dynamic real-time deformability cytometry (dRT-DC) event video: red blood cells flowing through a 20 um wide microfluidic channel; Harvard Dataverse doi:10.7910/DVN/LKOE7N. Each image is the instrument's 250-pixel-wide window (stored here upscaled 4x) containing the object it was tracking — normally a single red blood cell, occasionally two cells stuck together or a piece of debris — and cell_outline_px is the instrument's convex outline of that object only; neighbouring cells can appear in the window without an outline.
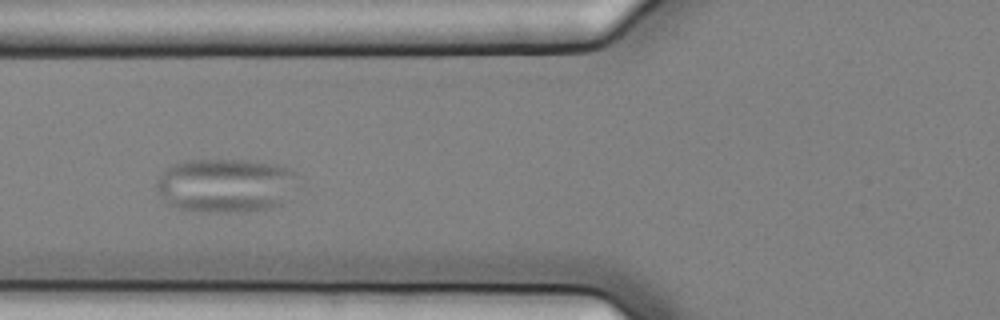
{"species": "common noctule bat (a hibernating species)", "species_latin": "Nyctalus noctula", "temperature_condition": "cold", "stored_images_in_passage": 9, "camera_frame_rate_fps": 3000, "um_per_image_px": 0.085, "animal": {"sex": "female", "body_mass_g": 25.1}, "frame": {"image": 1, "passage_image": 4, "time_ms": 1.0, "image_size_px": [1000, 320], "cell_outline_px": [[300, 176], [280, 204], [268, 208], [236, 212], [208, 212], [176, 208], [168, 204], [164, 200], [156, 188], [156, 184], [164, 168], [172, 164], [184, 160], [248, 160], [276, 164], [288, 168], [296, 172]], "centroid_in_image_um": [19.13, 15.74], "position_along_channel_um": 106.7, "area_um2": 44.45}}